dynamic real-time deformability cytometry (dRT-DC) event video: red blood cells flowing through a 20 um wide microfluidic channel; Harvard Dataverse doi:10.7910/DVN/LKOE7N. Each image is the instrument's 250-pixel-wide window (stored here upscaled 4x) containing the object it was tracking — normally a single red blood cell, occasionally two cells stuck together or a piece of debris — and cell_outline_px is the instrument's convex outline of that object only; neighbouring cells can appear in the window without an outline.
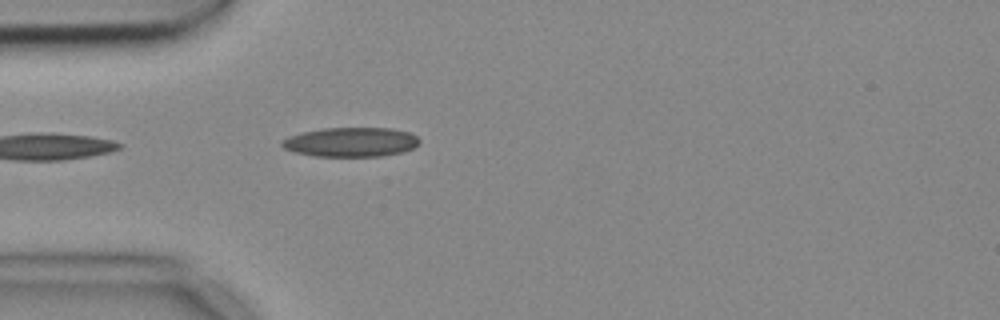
{"species": "common noctule bat (a hibernating species)", "species_latin": "Nyctalus noctula", "temperature_condition": "cold", "stored_images_in_passage": 1, "camera_frame_rate_fps": 3000, "um_per_image_px": 0.085, "animal": {"sex": "female", "body_mass_g": 18.4}, "frame": {"image": 1, "passage_image": 1, "time_ms": 0.0, "image_size_px": [1000, 320], "cell_outline_px": [[420, 140], [412, 148], [404, 152], [384, 156], [316, 156], [296, 152], [284, 148], [280, 144], [284, 140], [292, 136], [304, 132], [324, 128], [392, 128], [408, 132], [416, 136]], "centroid_in_image_um": [29.87, 12.08], "position_along_channel_um": 55.1, "area_um2": 23.24}}